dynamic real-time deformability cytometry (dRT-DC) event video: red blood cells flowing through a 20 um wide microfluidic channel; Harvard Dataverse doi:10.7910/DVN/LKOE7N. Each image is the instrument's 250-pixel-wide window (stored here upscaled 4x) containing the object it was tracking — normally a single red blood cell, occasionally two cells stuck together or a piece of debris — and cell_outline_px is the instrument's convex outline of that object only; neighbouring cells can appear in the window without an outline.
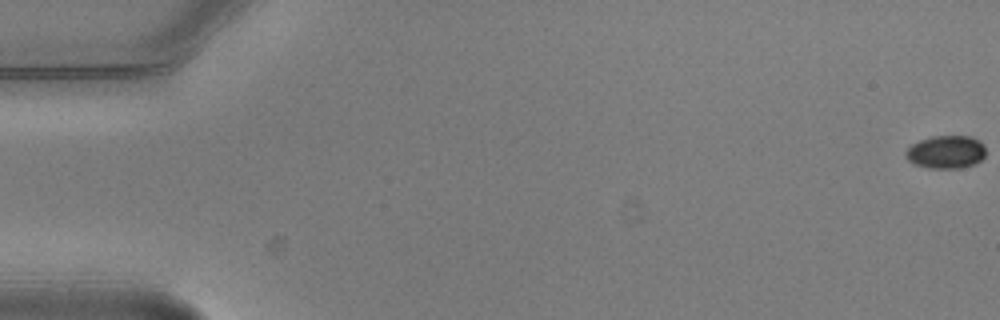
{"species": "common noctule bat (a hibernating species)", "species_latin": "Nyctalus noctula", "temperature_condition": "warm", "stored_images_in_passage": 6, "camera_frame_rate_fps": 3000, "um_per_image_px": 0.085, "animal": {"sex": "male", "body_mass_g": 20.5, "forearm_length_mm": 52.5}, "frame": {"image": 1, "passage_image": 1, "time_ms": 0.0, "image_size_px": [1000, 320], "cell_outline_px": [[984, 156], [976, 164], [960, 168], [928, 168], [916, 164], [908, 160], [904, 152], [912, 144], [920, 140], [932, 136], [972, 136], [980, 140], [984, 144]], "centroid_in_image_um": [80.43, 12.91], "position_along_channel_um": 4.6, "area_um2": 15.43}}
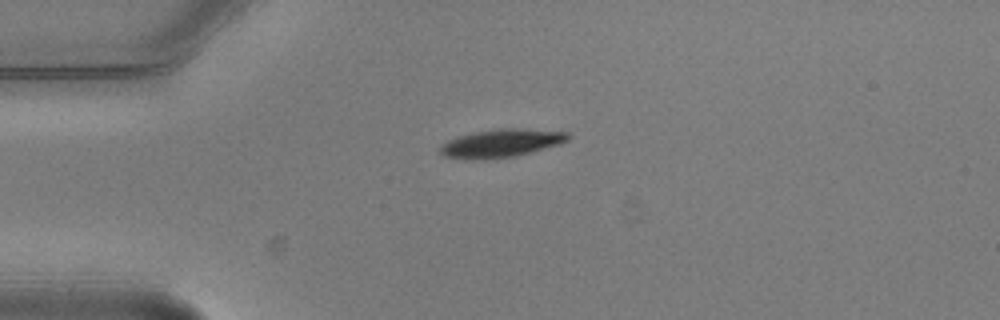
{"frame": {"image": 2, "passage_image": 6, "time_ms": 1.667, "image_size_px": [1000, 320], "cell_outline_px": [[572, 136], [568, 140], [560, 144], [516, 156], [444, 156], [440, 152], [440, 148], [448, 140], [456, 136], [476, 132], [500, 128], [520, 128], [568, 132]], "centroid_in_image_um": [42.74, 12.1], "position_along_channel_um": 42.3, "area_um2": 19.83}}